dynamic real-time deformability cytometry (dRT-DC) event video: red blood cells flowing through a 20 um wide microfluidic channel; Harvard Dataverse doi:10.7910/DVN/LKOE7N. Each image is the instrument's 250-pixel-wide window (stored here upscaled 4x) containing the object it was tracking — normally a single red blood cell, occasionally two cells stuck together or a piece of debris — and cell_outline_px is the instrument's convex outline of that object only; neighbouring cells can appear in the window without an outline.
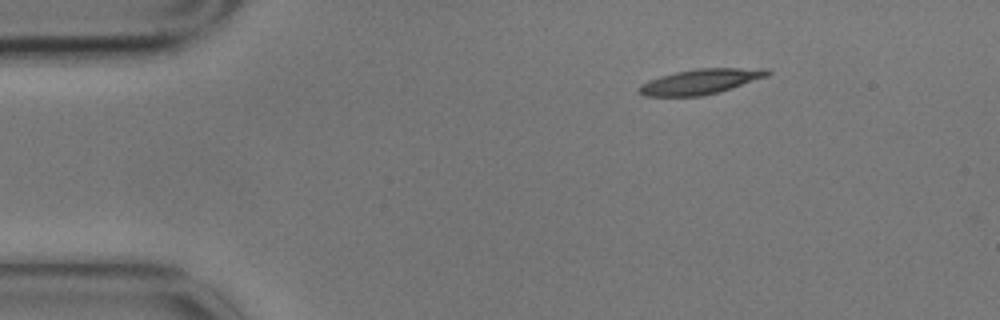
{"species": "common noctule bat (a hibernating species)", "species_latin": "Nyctalus noctula", "temperature_condition": "cold", "stored_images_in_passage": 6, "camera_frame_rate_fps": 3000, "um_per_image_px": 0.085, "animal": {"sex": "male", "body_mass_g": 17.9}, "frame": {"image": 1, "passage_image": 1, "time_ms": 0.0, "image_size_px": [1000, 320], "cell_outline_px": [[772, 72], [768, 76], [716, 92], [700, 96], [644, 96], [636, 92], [636, 88], [640, 84], [648, 80], [660, 76], [676, 72], [696, 68], [768, 68]], "centroid_in_image_um": [59.48, 6.92], "position_along_channel_um": 25.5, "area_um2": 18.79}}
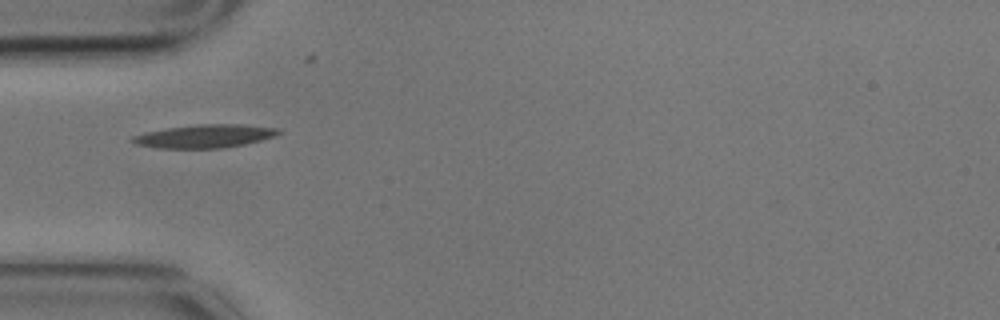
{"frame": {"image": 2, "passage_image": 3, "time_ms": 0.667, "image_size_px": [1000, 320], "cell_outline_px": [[284, 132], [276, 136], [244, 144], [224, 148], [156, 148], [132, 144], [128, 140], [132, 136], [144, 132], [168, 128], [196, 124], [244, 124], [280, 128]], "centroid_in_image_um": [17.39, 11.57], "position_along_channel_um": 67.6, "area_um2": 20.17}}